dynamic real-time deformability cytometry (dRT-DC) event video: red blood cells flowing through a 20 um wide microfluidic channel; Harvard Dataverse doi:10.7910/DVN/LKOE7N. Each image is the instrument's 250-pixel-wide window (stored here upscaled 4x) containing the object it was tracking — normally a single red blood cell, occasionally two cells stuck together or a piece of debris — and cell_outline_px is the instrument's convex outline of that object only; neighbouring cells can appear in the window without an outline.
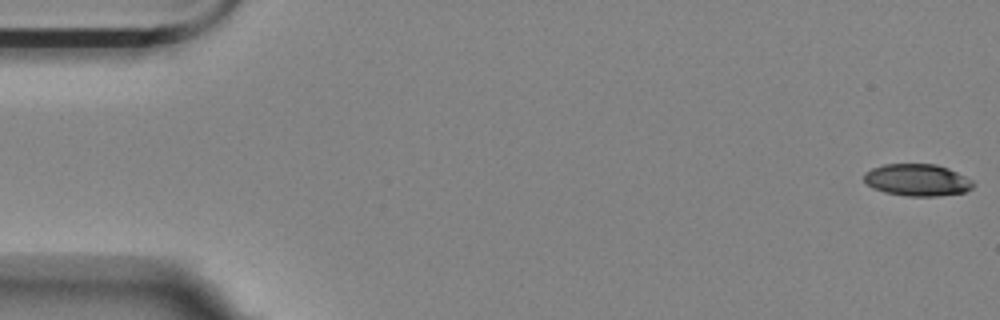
{"species": "Egyptian fruit bat (a non-hibernating species)", "species_latin": "Rousettus aegyptiacus", "temperature_condition": "room temperature", "stored_images_in_passage": 56, "camera_frame_rate_fps": 3000, "um_per_image_px": 0.085, "animal": {"sex": "female"}, "frame": {"image": 1, "passage_image": 1, "time_ms": 0.0, "image_size_px": [1000, 320], "cell_outline_px": [[972, 188], [964, 192], [940, 196], [904, 196], [884, 192], [872, 188], [864, 180], [864, 172], [872, 168], [884, 164], [936, 164], [948, 168], [972, 180]], "centroid_in_image_um": [77.93, 15.3], "position_along_channel_um": 7.1, "area_um2": 20.35}}
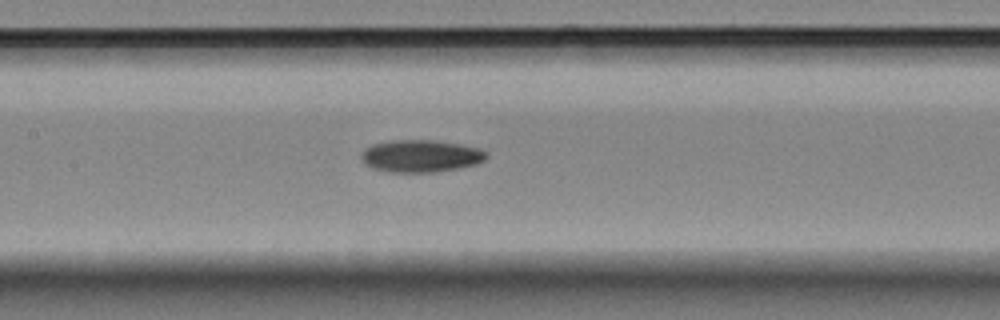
{"frame": {"image": 2, "passage_image": 26, "time_ms": 8.333, "image_size_px": [1000, 320], "cell_outline_px": [[488, 156], [484, 160], [476, 164], [460, 168], [436, 172], [388, 172], [372, 168], [364, 164], [360, 156], [372, 144], [392, 140], [432, 140], [460, 144], [480, 148], [488, 152]], "centroid_in_image_um": [35.79, 13.27], "position_along_channel_um": 171.6, "area_um2": 23.64}}
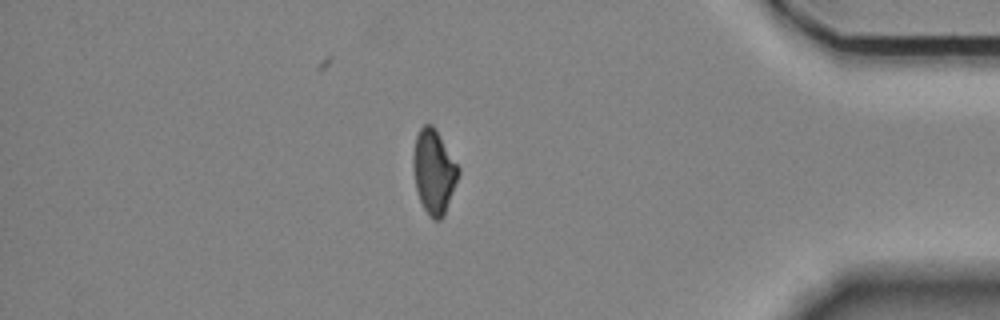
{"frame": {"image": 3, "passage_image": 48, "time_ms": 15.667, "image_size_px": [1000, 320], "cell_outline_px": [[460, 172], [444, 216], [440, 220], [432, 220], [428, 216], [420, 200], [416, 188], [412, 164], [412, 160], [416, 136], [420, 128], [424, 124], [432, 124], [460, 168]], "centroid_in_image_um": [36.87, 14.61], "position_along_channel_um": 398.3, "area_um2": 22.02}, "authors_computed_cell_mechanics": {"area_um2": 22.5998, "velocity_mm_per_s": 3.5686, "shape_relaxation_time_tau1_ms": 6.0491, "shape_relaxation_time_tau2_ms": null, "deformation_change_tau1": 0.1534, "deformation_change_tau2": null}}